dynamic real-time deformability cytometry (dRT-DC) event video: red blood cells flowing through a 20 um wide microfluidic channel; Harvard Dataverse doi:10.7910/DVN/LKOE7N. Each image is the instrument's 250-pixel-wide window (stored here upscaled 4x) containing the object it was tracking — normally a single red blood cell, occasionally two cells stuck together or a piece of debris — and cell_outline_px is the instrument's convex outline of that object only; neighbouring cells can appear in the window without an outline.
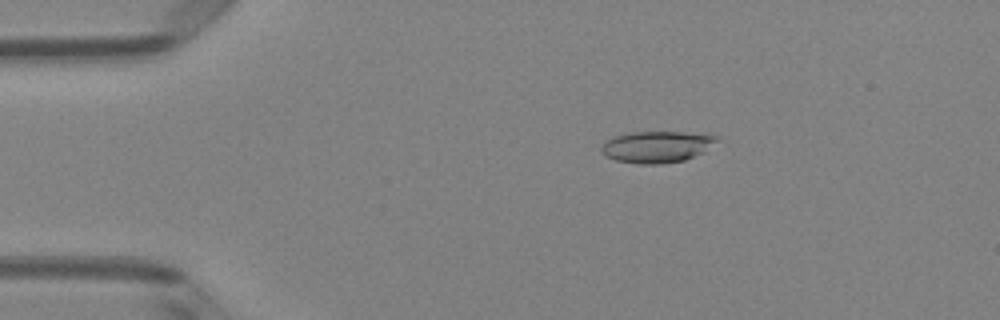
{"species": "Egyptian fruit bat (a non-hibernating species)", "species_latin": "Rousettus aegyptiacus", "temperature_condition": "room temperature", "stored_images_in_passage": 6, "camera_frame_rate_fps": 3000, "um_per_image_px": 0.085, "animal": {"sex": "female"}, "frame": {"image": 1, "passage_image": 3, "time_ms": 0.667, "image_size_px": [1000, 320], "cell_outline_px": [[720, 140], [704, 152], [684, 160], [660, 164], [640, 164], [616, 160], [600, 152], [600, 148], [612, 136], [632, 132], [684, 132], [716, 136]], "centroid_in_image_um": [55.83, 12.48], "position_along_channel_um": 29.2, "area_um2": 21.1}}
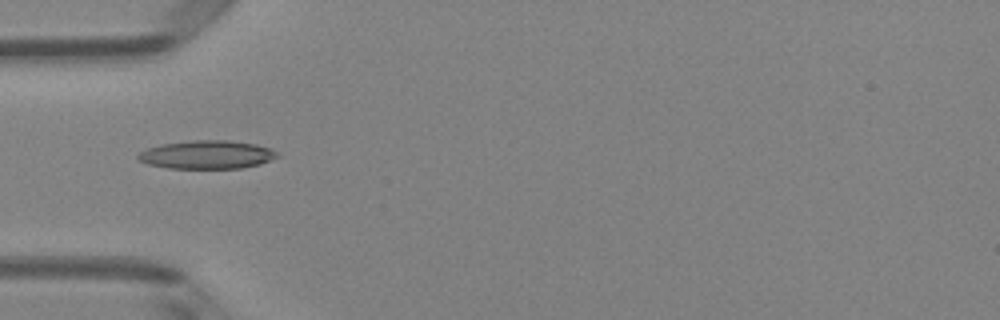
{"frame": {"image": 2, "passage_image": 5, "time_ms": 1.333, "image_size_px": [1000, 320], "cell_outline_px": [[280, 156], [260, 164], [240, 168], [168, 168], [148, 164], [140, 160], [136, 156], [140, 152], [148, 148], [160, 144], [196, 140], [228, 140], [256, 144], [272, 148]], "centroid_in_image_um": [17.61, 13.14], "position_along_channel_um": 67.4, "area_um2": 22.95}}
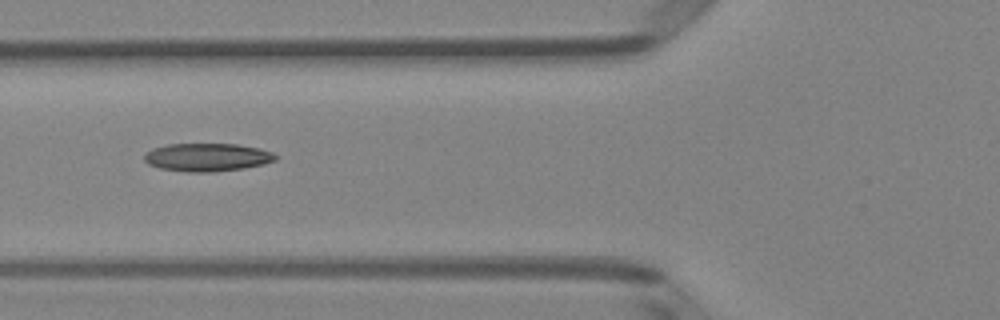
{"frame": {"image": 3, "passage_image": 6, "time_ms": 1.667, "image_size_px": [1000, 320], "cell_outline_px": [[276, 160], [264, 164], [244, 168], [216, 172], [188, 172], [160, 168], [148, 164], [144, 160], [144, 152], [152, 148], [168, 144], [236, 144], [260, 148], [272, 152], [276, 156]], "centroid_in_image_um": [17.59, 13.37], "position_along_channel_um": 108.2, "area_um2": 21.62}}